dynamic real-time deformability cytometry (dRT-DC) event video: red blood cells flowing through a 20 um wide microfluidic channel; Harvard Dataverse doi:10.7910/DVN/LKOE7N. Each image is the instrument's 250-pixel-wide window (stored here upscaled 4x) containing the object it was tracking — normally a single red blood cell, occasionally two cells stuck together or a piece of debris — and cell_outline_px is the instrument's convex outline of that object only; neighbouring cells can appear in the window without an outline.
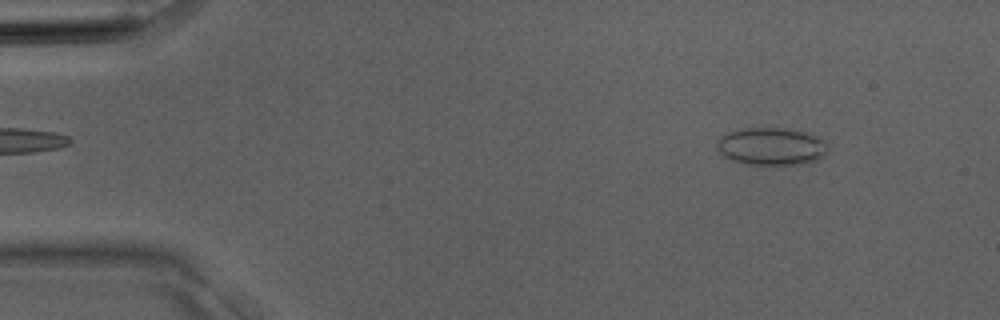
{"species": "Egyptian fruit bat (a non-hibernating species)", "species_latin": "Rousettus aegyptiacus", "temperature_condition": "room temperature", "stored_images_in_passage": 3, "camera_frame_rate_fps": 3000, "um_per_image_px": 0.085, "animal": {"sex": "male"}, "frame": {"image": 1, "passage_image": 3, "time_ms": 0.667, "image_size_px": [1000, 320], "cell_outline_px": [[828, 152], [824, 156], [816, 160], [800, 164], [752, 164], [732, 160], [724, 156], [716, 148], [716, 140], [720, 136], [744, 128], [784, 128], [804, 132], [820, 136], [824, 140]], "centroid_in_image_um": [65.58, 12.43], "position_along_channel_um": 19.4, "area_um2": 24.16}}